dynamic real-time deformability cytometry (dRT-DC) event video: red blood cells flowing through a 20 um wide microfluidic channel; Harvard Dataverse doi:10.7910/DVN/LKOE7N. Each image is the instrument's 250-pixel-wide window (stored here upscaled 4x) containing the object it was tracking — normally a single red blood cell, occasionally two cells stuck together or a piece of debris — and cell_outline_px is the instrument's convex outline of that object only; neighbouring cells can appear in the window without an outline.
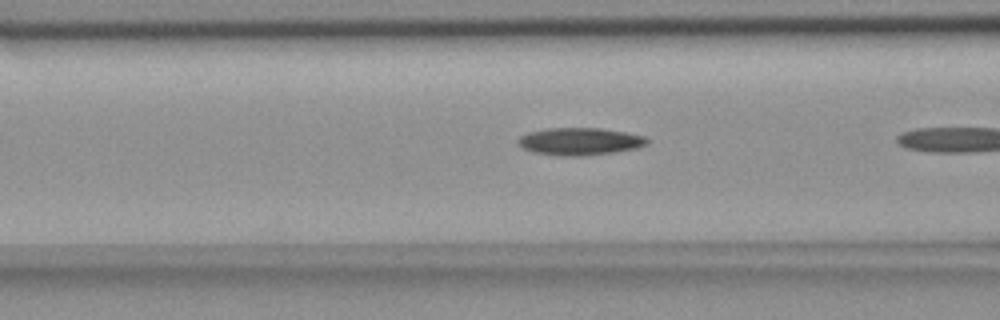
{"species": "common noctule bat (a hibernating species)", "species_latin": "Nyctalus noctula", "temperature_condition": "room temperature", "stored_images_in_passage": 8, "camera_frame_rate_fps": 3000, "um_per_image_px": 0.085, "animal": {"sex": "female", "body_mass_g": 18.4}, "frame": {"image": 1, "passage_image": 7, "time_ms": 2.0, "image_size_px": [1000, 320], "cell_outline_px": [[648, 144], [636, 148], [612, 152], [584, 156], [564, 156], [536, 152], [524, 148], [516, 140], [520, 136], [528, 132], [548, 128], [600, 128], [624, 132], [644, 136], [648, 140]], "centroid_in_image_um": [49.29, 12.01], "position_along_channel_um": 117.3, "area_um2": 20.35}}